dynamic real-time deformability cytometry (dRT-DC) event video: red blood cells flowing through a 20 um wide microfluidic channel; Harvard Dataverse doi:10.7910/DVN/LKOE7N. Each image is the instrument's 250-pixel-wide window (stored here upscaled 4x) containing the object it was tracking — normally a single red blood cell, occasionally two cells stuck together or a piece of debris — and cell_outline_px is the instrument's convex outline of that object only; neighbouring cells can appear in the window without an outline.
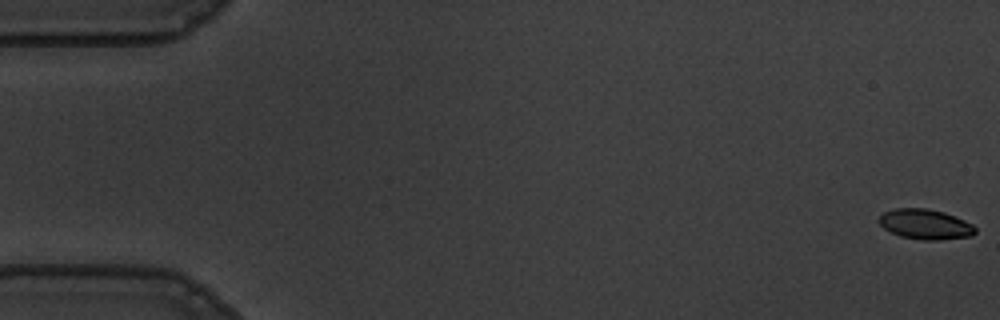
{"species": "common noctule bat (a hibernating species)", "species_latin": "Nyctalus noctula", "temperature_condition": "warm", "stored_images_in_passage": 57, "camera_frame_rate_fps": 3000, "um_per_image_px": 0.085, "animal": {"sex": "male", "body_mass_g": 19.5, "forearm_length_mm": 54.6}, "frame": {"image": 1, "passage_image": 1, "time_ms": 0.0, "image_size_px": [1000, 320], "cell_outline_px": [[976, 232], [972, 236], [940, 240], [924, 240], [900, 236], [884, 228], [880, 224], [880, 216], [884, 212], [892, 208], [928, 208], [944, 212], [964, 220], [972, 224], [976, 228]], "centroid_in_image_um": [78.67, 19.06], "position_along_channel_um": 6.3, "area_um2": 16.88}}
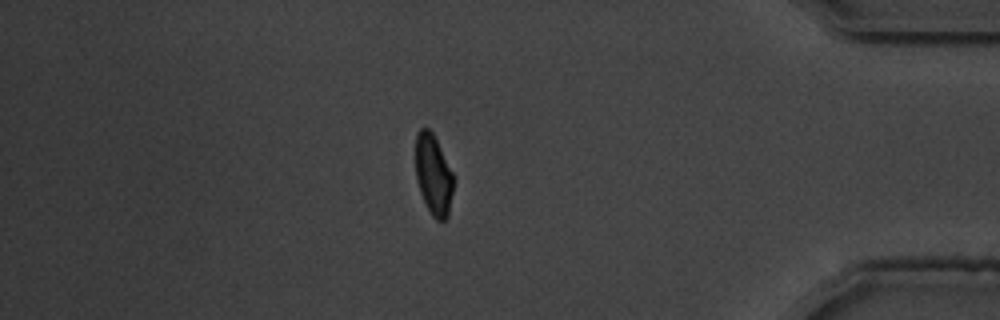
{"frame": {"image": 2, "passage_image": 49, "time_ms": 16.0, "image_size_px": [1000, 320], "cell_outline_px": [[452, 192], [448, 216], [444, 220], [436, 220], [432, 216], [420, 192], [416, 180], [416, 136], [420, 128], [428, 128], [432, 132], [452, 172]], "centroid_in_image_um": [36.82, 14.86], "position_along_channel_um": 398.4, "area_um2": 17.34}}
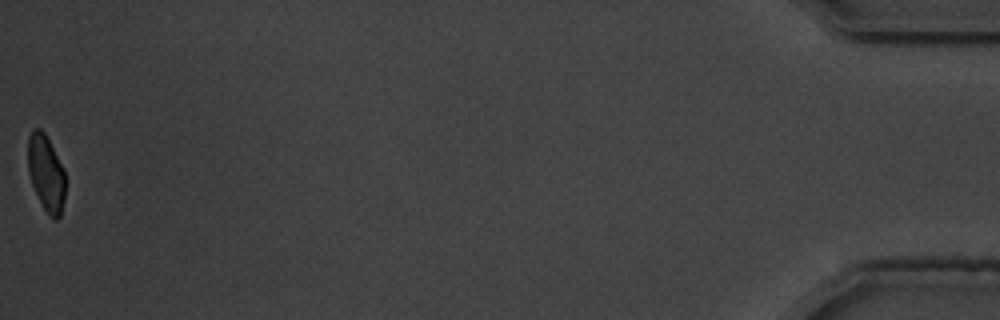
{"frame": {"image": 3, "passage_image": 57, "time_ms": 18.667, "image_size_px": [1000, 320], "cell_outline_px": [[64, 200], [60, 216], [56, 220], [52, 220], [48, 216], [32, 184], [28, 172], [28, 136], [32, 128], [40, 128], [44, 132], [64, 168]], "centroid_in_image_um": [3.91, 14.71], "position_along_channel_um": 431.3, "area_um2": 16.59}, "authors_computed_cell_mechanics": {"area_um2": 18.207, "velocity_mm_per_s": 3.5983, "shape_relaxation_time_tau1_ms": 2.6687, "shape_relaxation_time_tau2_ms": 1.2639, "deformation_change_tau1": 0.1157, "deformation_change_tau2": 0.0518}}